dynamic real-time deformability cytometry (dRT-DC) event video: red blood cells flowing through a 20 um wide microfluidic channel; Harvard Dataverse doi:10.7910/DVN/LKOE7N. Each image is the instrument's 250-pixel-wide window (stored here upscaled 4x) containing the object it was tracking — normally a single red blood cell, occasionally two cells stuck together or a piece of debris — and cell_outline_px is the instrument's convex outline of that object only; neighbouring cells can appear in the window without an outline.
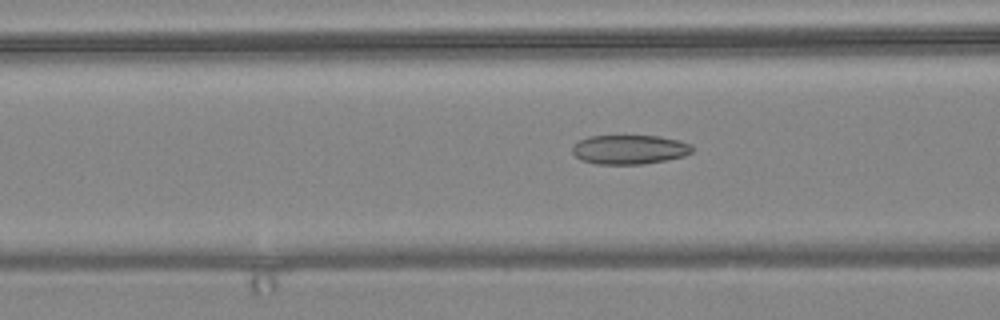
{"species": "common noctule bat (a hibernating species)", "species_latin": "Nyctalus noctula", "temperature_condition": "warm", "stored_images_in_passage": 57, "camera_frame_rate_fps": 3000, "um_per_image_px": 0.085, "animal": {"sex": "female", "body_mass_g": 24.6, "forearm_length_mm": 56.2}, "frame": {"image": 1, "passage_image": 22, "time_ms": 7.0, "image_size_px": [1000, 320], "cell_outline_px": [[692, 152], [684, 156], [644, 164], [596, 164], [580, 160], [572, 152], [572, 148], [580, 140], [588, 136], [660, 136], [680, 140], [692, 144]], "centroid_in_image_um": [53.52, 12.71], "position_along_channel_um": 113.1, "area_um2": 20.46}}
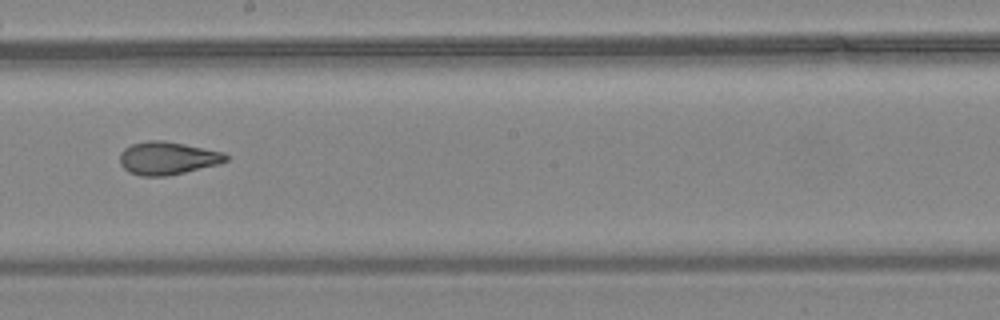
{"frame": {"image": 2, "passage_image": 32, "time_ms": 10.333, "image_size_px": [1000, 320], "cell_outline_px": [[228, 160], [220, 164], [168, 176], [140, 176], [128, 172], [120, 164], [120, 152], [124, 148], [132, 144], [148, 140], [164, 140], [224, 152], [228, 156]], "centroid_in_image_um": [14.23, 13.45], "position_along_channel_um": 234.0, "area_um2": 20.52}}
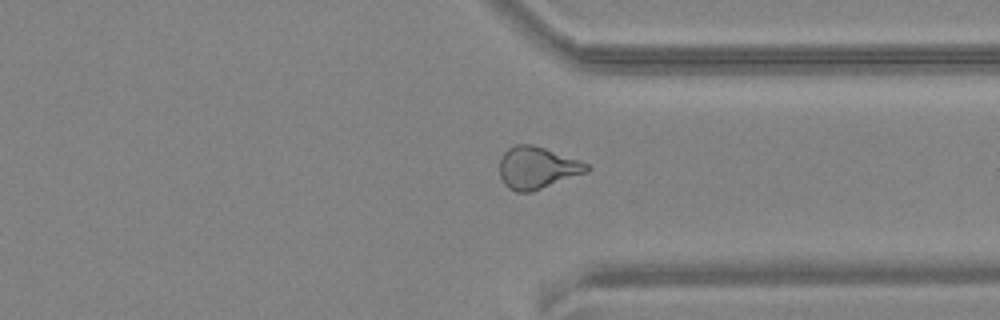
{"frame": {"image": 3, "passage_image": 43, "time_ms": 14.0, "image_size_px": [1000, 320], "cell_outline_px": [[592, 168], [588, 172], [532, 192], [516, 192], [508, 188], [504, 184], [500, 176], [500, 160], [504, 152], [508, 148], [516, 144], [532, 144], [580, 160], [588, 164]], "centroid_in_image_um": [45.67, 14.27], "position_along_channel_um": 365.7, "area_um2": 21.5}, "authors_computed_cell_mechanics": {"area_um2": 21.7906, "velocity_mm_per_s": 3.6173, "shape_relaxation_time_tau1_ms": null, "shape_relaxation_time_tau2_ms": 2.299, "deformation_change_tau1": null, "deformation_change_tau2": 0.102}}